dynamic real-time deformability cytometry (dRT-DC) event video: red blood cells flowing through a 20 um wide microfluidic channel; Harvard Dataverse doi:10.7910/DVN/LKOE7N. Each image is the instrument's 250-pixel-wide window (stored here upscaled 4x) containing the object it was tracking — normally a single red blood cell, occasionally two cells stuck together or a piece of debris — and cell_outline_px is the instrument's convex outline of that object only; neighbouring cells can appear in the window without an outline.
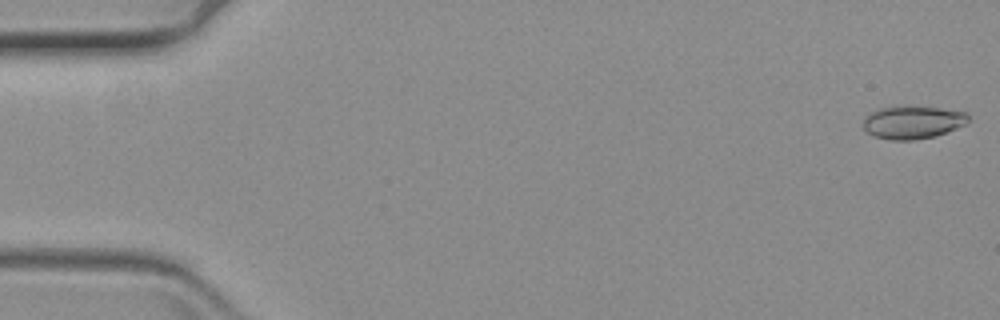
{"species": "common noctule bat (a hibernating species)", "species_latin": "Nyctalus noctula", "temperature_condition": "warm", "stored_images_in_passage": 13, "camera_frame_rate_fps": 3000, "um_per_image_px": 0.085, "animal": {"sex": "female", "body_mass_g": 19.3, "forearm_length_mm": 54.1}, "frame": {"image": 1, "passage_image": 1, "time_ms": 0.0, "image_size_px": [1000, 320], "cell_outline_px": [[968, 120], [964, 124], [956, 128], [936, 136], [912, 140], [892, 140], [876, 136], [868, 132], [860, 124], [864, 116], [868, 112], [892, 104], [904, 104], [940, 108], [968, 112]], "centroid_in_image_um": [77.51, 10.34], "position_along_channel_um": 7.5, "area_um2": 20.81}}